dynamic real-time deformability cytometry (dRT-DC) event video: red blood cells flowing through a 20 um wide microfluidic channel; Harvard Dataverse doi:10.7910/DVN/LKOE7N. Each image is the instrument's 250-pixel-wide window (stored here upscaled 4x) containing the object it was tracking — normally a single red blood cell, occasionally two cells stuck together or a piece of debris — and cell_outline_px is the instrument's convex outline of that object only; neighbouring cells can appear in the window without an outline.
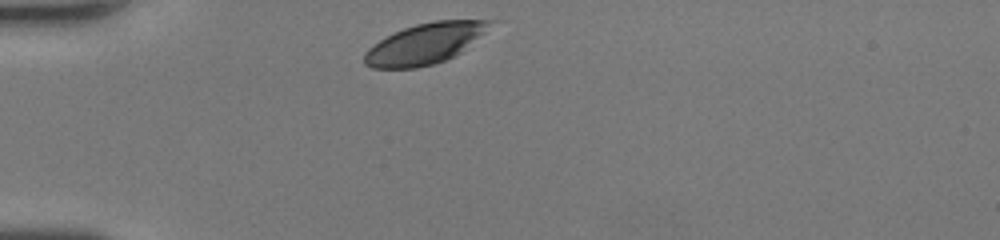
{"species": "human", "species_latin": "Homo sapiens", "temperature_condition": "room temperature", "stored_images_in_passage": 27, "camera_frame_rate_fps": 3000, "um_per_image_px": 0.085, "donor": {"sex": "female"}, "frame": {"image": 1, "passage_image": 1, "time_ms": 0.0, "image_size_px": [1000, 240], "cell_outline_px": [[496, 20], [484, 32], [460, 52], [444, 60], [432, 64], [416, 68], [372, 68], [364, 64], [364, 52], [368, 48], [380, 40], [404, 28], [416, 24], [436, 20]], "centroid_in_image_um": [36.08, 3.71], "position_along_channel_um": 48.9, "area_um2": 29.19}}
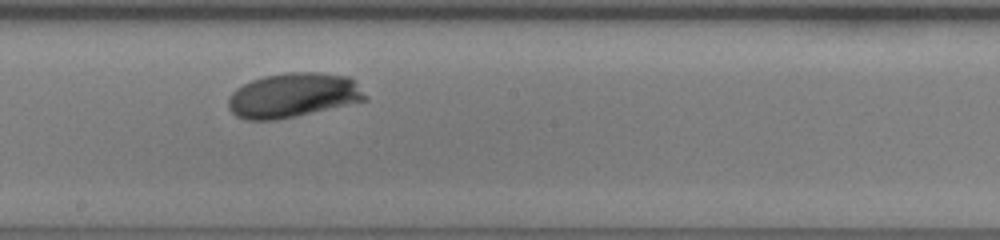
{"frame": {"image": 2, "passage_image": 15, "time_ms": 4.667, "image_size_px": [1000, 240], "cell_outline_px": [[368, 100], [296, 116], [276, 120], [248, 120], [236, 116], [228, 108], [228, 100], [232, 92], [236, 88], [252, 80], [264, 76], [288, 72], [320, 72], [348, 76], [368, 96]], "centroid_in_image_um": [24.91, 8.1], "position_along_channel_um": 223.3, "area_um2": 35.49}}
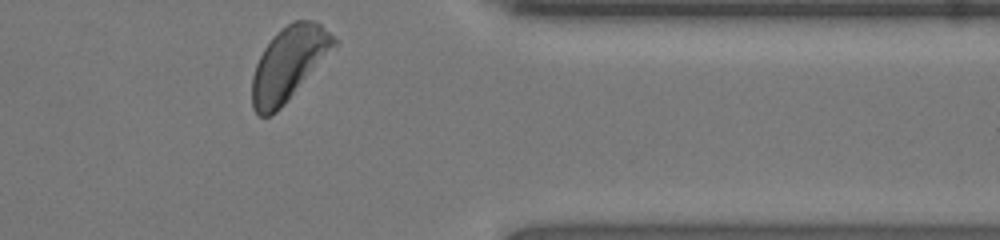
{"frame": {"image": 3, "passage_image": 27, "time_ms": 8.667, "image_size_px": [1000, 240], "cell_outline_px": [[340, 40], [284, 104], [276, 112], [268, 116], [256, 116], [252, 108], [252, 76], [256, 64], [264, 48], [272, 36], [280, 28], [296, 20], [312, 20], [320, 24]], "centroid_in_image_um": [24.51, 5.4], "position_along_channel_um": 386.9, "area_um2": 34.74}, "authors_computed_cell_mechanics": {"area_um2": 33.7552, "velocity_mm_per_s": 4.3129, "shape_relaxation_time_tau1_ms": 3.4955, "shape_relaxation_time_tau2_ms": null, "deformation_change_tau1": 0.1513, "deformation_change_tau2": null}}